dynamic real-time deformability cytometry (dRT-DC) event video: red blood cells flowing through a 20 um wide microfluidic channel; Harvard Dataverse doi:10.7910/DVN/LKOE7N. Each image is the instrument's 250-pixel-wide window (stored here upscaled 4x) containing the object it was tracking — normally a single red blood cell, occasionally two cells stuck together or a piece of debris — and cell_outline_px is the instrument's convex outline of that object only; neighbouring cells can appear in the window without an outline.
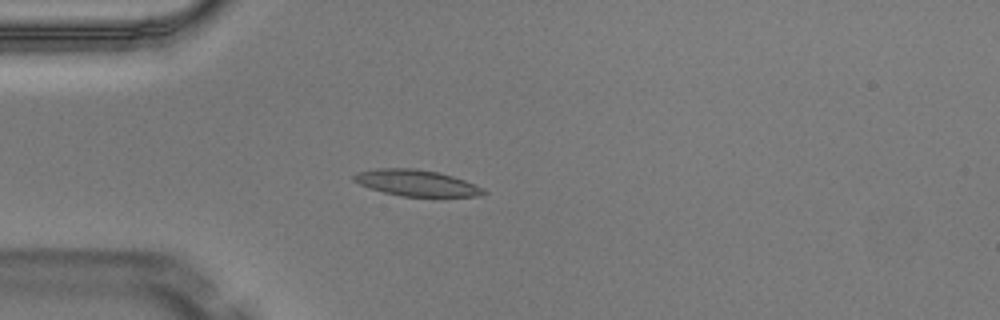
{"species": "Egyptian fruit bat (a non-hibernating species)", "species_latin": "Rousettus aegyptiacus", "temperature_condition": "warm", "stored_images_in_passage": 3, "camera_frame_rate_fps": 3000, "um_per_image_px": 0.085, "animal": {"sex": "male"}, "frame": {"image": 1, "passage_image": 2, "time_ms": 0.333, "image_size_px": [1000, 320], "cell_outline_px": [[488, 192], [476, 196], [400, 196], [368, 188], [352, 180], [352, 176], [360, 172], [376, 168], [416, 168], [440, 172], [464, 180], [484, 188]], "centroid_in_image_um": [35.38, 15.54], "position_along_channel_um": 49.6, "area_um2": 19.77}}